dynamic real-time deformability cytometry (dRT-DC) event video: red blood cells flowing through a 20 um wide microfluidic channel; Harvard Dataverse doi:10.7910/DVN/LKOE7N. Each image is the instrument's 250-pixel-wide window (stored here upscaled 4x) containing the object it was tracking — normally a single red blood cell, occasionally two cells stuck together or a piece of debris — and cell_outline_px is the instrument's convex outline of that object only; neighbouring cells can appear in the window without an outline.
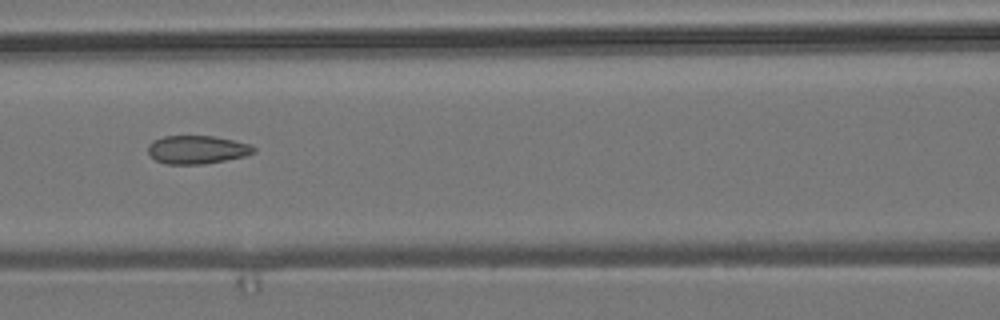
{"species": "common noctule bat (a hibernating species)", "species_latin": "Nyctalus noctula", "temperature_condition": "room temperature", "stored_images_in_passage": 8, "camera_frame_rate_fps": 3000, "um_per_image_px": 0.085, "animal": {"sex": "male", "body_mass_g": 19.2, "forearm_length_mm": 51.8}, "frame": {"image": 1, "passage_image": 5, "time_ms": 4.333, "image_size_px": [1000, 320], "cell_outline_px": [[256, 152], [244, 156], [204, 164], [164, 164], [156, 160], [148, 152], [148, 144], [152, 140], [164, 136], [212, 136], [252, 144], [256, 148]], "centroid_in_image_um": [16.75, 12.72], "position_along_channel_um": 149.9, "area_um2": 17.46}}
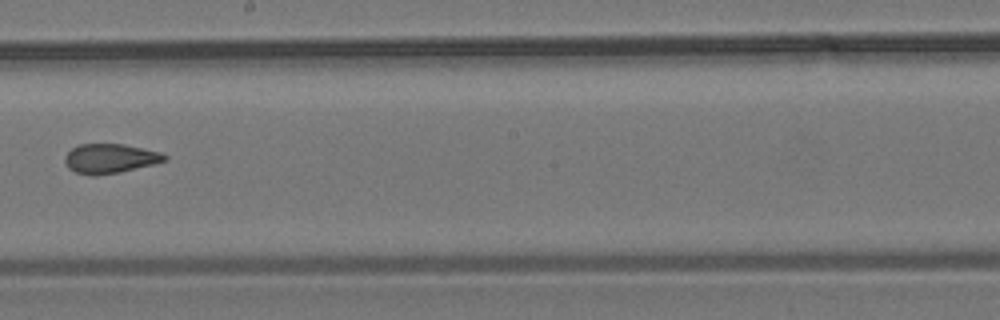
{"frame": {"image": 2, "passage_image": 7, "time_ms": 6.667, "image_size_px": [1000, 320], "cell_outline_px": [[168, 160], [120, 172], [96, 176], [92, 176], [76, 172], [68, 168], [64, 160], [64, 156], [72, 148], [80, 144], [124, 144], [160, 152], [168, 156]], "centroid_in_image_um": [9.34, 13.48], "position_along_channel_um": 238.9, "area_um2": 17.11}}
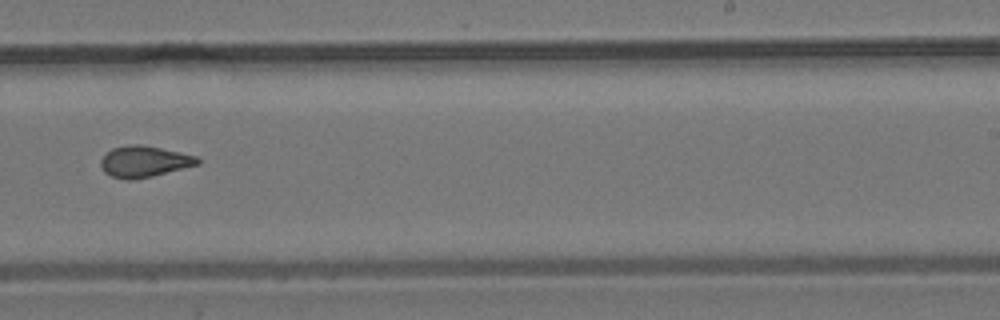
{"frame": {"image": 3, "passage_image": 8, "time_ms": 7.667, "image_size_px": [1000, 320], "cell_outline_px": [[200, 164], [152, 176], [132, 180], [128, 180], [112, 176], [104, 172], [100, 164], [100, 160], [112, 148], [136, 144], [140, 144], [180, 152], [196, 156], [200, 160]], "centroid_in_image_um": [12.26, 13.73], "position_along_channel_um": 276.7, "area_um2": 17.4}}